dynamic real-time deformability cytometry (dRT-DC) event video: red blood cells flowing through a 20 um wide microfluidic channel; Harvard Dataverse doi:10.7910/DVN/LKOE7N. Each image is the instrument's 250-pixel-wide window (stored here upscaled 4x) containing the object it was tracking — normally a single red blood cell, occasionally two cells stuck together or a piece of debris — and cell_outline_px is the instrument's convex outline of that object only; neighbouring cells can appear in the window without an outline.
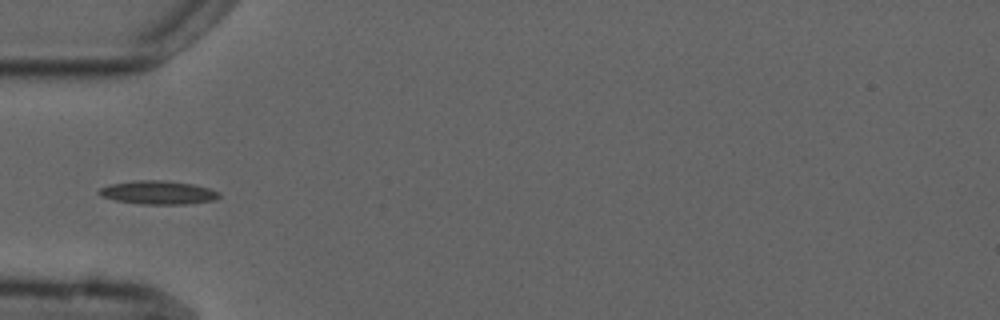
{"species": "common noctule bat (a hibernating species)", "species_latin": "Nyctalus noctula", "temperature_condition": "cold", "stored_images_in_passage": 5, "segment_of_instrument_passage": [2, 2], "camera_frame_rate_fps": 3000, "um_per_image_px": 0.085, "animal": {"sex": "male", "forearm_length_mm": 52.5}, "frame": {"image": 1, "passage_image": 5, "time_ms": 5.667, "image_size_px": [1000, 320], "cell_outline_px": [[220, 196], [212, 200], [184, 204], [140, 204], [116, 200], [100, 196], [96, 192], [100, 188], [108, 184], [136, 180], [164, 180], [192, 184], [208, 188], [220, 192]], "centroid_in_image_um": [13.38, 16.35], "position_along_channel_um": 71.6, "area_um2": 16.42}}